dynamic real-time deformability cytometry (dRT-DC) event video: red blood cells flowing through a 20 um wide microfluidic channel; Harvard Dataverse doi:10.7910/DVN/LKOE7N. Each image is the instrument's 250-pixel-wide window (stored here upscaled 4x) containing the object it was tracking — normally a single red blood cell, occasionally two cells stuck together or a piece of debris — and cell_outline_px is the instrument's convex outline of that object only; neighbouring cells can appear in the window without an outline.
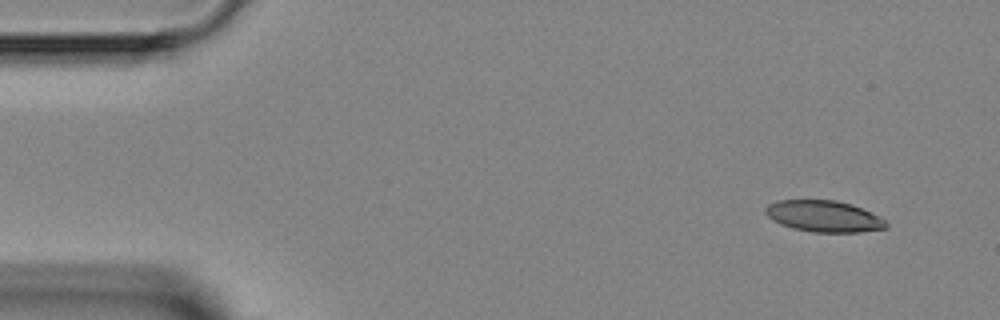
{"species": "Egyptian fruit bat (a non-hibernating species)", "species_latin": "Rousettus aegyptiacus", "temperature_condition": "room temperature", "stored_images_in_passage": 2, "segment_of_instrument_passage": [2, 2], "camera_frame_rate_fps": 3000, "um_per_image_px": 0.085, "animal": {"sex": "female"}, "frame": {"image": 1, "passage_image": 2, "time_ms": 1.333, "image_size_px": [1000, 320], "cell_outline_px": [[888, 228], [860, 232], [812, 232], [792, 228], [780, 224], [772, 220], [764, 212], [764, 208], [768, 204], [776, 200], [836, 200], [852, 204], [884, 220], [888, 224]], "centroid_in_image_um": [69.97, 18.38], "position_along_channel_um": 15.0, "area_um2": 22.02}}